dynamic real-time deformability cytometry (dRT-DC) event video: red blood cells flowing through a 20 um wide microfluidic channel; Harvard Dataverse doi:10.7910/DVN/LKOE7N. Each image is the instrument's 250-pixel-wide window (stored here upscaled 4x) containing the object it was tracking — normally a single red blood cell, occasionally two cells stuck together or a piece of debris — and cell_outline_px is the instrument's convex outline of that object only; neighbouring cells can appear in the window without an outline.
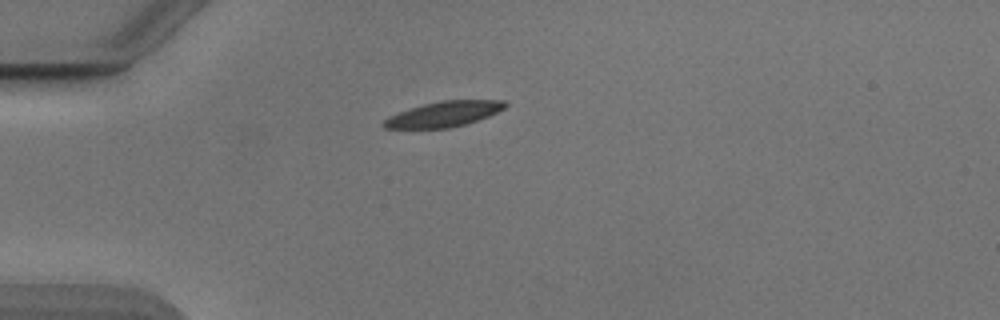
{"species": "Egyptian fruit bat (a non-hibernating species)", "species_latin": "Rousettus aegyptiacus", "temperature_condition": "cold", "stored_images_in_passage": 40, "camera_frame_rate_fps": 3000, "um_per_image_px": 0.085, "animal": {"sex": "male"}, "frame": {"image": 1, "passage_image": 1, "time_ms": 0.0, "image_size_px": [1000, 320], "cell_outline_px": [[508, 104], [504, 108], [488, 116], [464, 124], [448, 128], [384, 128], [380, 124], [388, 116], [424, 104], [440, 100], [504, 100]], "centroid_in_image_um": [37.71, 9.69], "position_along_channel_um": 47.3, "area_um2": 17.69}}
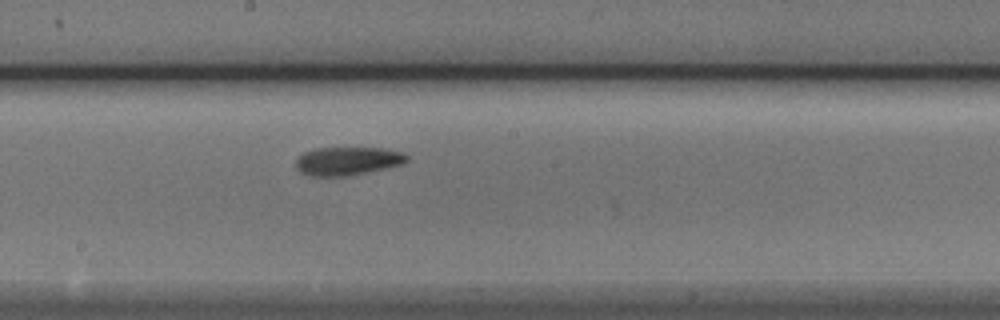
{"frame": {"image": 2, "passage_image": 16, "time_ms": 5.0, "image_size_px": [1000, 320], "cell_outline_px": [[408, 160], [404, 164], [388, 168], [348, 176], [312, 176], [300, 172], [296, 168], [296, 160], [304, 152], [316, 148], [384, 148], [404, 152], [408, 156]], "centroid_in_image_um": [29.59, 13.69], "position_along_channel_um": 218.6, "area_um2": 18.5}}
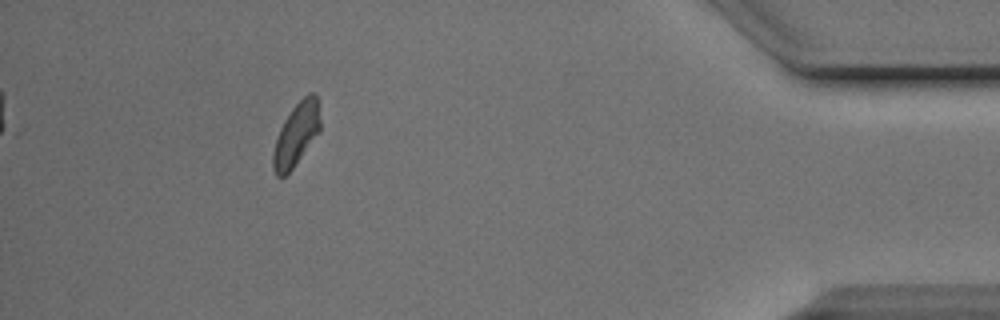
{"frame": {"image": 3, "passage_image": 35, "time_ms": 11.333, "image_size_px": [1000, 320], "cell_outline_px": [[320, 132], [292, 168], [284, 176], [276, 176], [272, 168], [272, 156], [276, 140], [280, 128], [284, 120], [292, 108], [308, 92], [316, 92], [320, 120]], "centroid_in_image_um": [25.19, 11.4], "position_along_channel_um": 410.0, "area_um2": 17.17}, "authors_computed_cell_mechanics": {"area_um2": 17.7446, "velocity_mm_per_s": 3.8546, "shape_relaxation_time_tau1_ms": 7.1733, "shape_relaxation_time_tau2_ms": null, "deformation_change_tau1": 0.1892, "deformation_change_tau2": null}}